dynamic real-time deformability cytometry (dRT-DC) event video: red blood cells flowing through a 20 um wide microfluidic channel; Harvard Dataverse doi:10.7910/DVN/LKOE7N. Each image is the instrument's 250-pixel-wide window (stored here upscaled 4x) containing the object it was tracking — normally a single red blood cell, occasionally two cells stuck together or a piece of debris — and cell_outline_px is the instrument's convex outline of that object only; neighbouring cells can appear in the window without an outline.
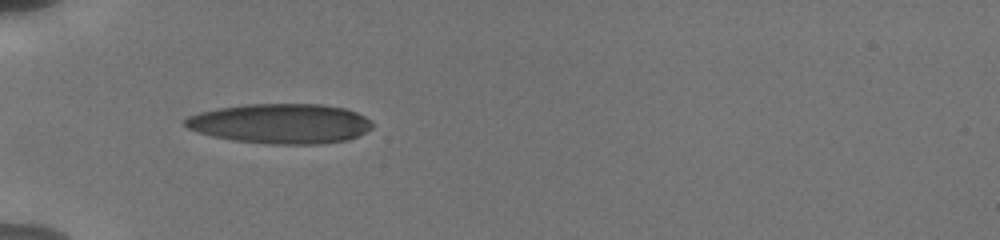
{"species": "human", "species_latin": "Homo sapiens", "temperature_condition": "cold", "stored_images_in_passage": 15, "camera_frame_rate_fps": 3000, "um_per_image_px": 0.085, "donor": {"sex": "male"}, "frame": {"image": 1, "passage_image": 4, "time_ms": 1.0, "image_size_px": [1000, 240], "cell_outline_px": [[376, 124], [372, 128], [348, 140], [320, 144], [272, 144], [236, 140], [212, 136], [188, 128], [180, 124], [188, 116], [200, 112], [216, 108], [244, 104], [324, 104], [344, 108], [356, 112], [372, 120]], "centroid_in_image_um": [23.86, 10.49], "position_along_channel_um": 61.1, "area_um2": 43.7}}
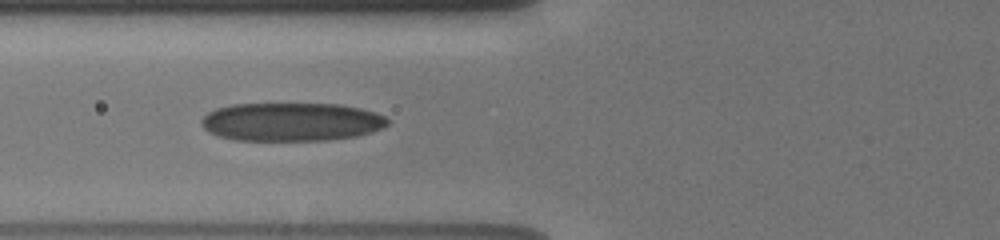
{"frame": {"image": 2, "passage_image": 14, "time_ms": 2.333, "image_size_px": [1000, 240], "cell_outline_px": [[388, 124], [384, 128], [372, 132], [356, 136], [328, 140], [236, 140], [216, 136], [208, 132], [204, 128], [200, 120], [208, 112], [216, 108], [232, 104], [340, 104], [360, 108], [376, 112], [384, 116], [388, 120]], "centroid_in_image_um": [24.76, 10.36], "position_along_channel_um": 101.0, "area_um2": 41.91}}